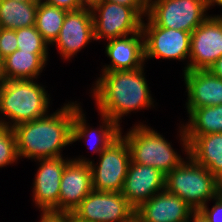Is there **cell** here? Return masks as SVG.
Listing matches in <instances>:
<instances>
[{
  "label": "cell",
  "instance_id": "6da1fadb",
  "mask_svg": "<svg viewBox=\"0 0 222 222\" xmlns=\"http://www.w3.org/2000/svg\"><path fill=\"white\" fill-rule=\"evenodd\" d=\"M143 69L103 71L100 74L92 89L100 115L109 117L120 127L124 114L153 106Z\"/></svg>",
  "mask_w": 222,
  "mask_h": 222
},
{
  "label": "cell",
  "instance_id": "7a4b0ae2",
  "mask_svg": "<svg viewBox=\"0 0 222 222\" xmlns=\"http://www.w3.org/2000/svg\"><path fill=\"white\" fill-rule=\"evenodd\" d=\"M74 102L13 128L19 158L50 159L62 157V148L72 144Z\"/></svg>",
  "mask_w": 222,
  "mask_h": 222
},
{
  "label": "cell",
  "instance_id": "3957f363",
  "mask_svg": "<svg viewBox=\"0 0 222 222\" xmlns=\"http://www.w3.org/2000/svg\"><path fill=\"white\" fill-rule=\"evenodd\" d=\"M45 88L33 80H0V113L15 126L48 114L50 99ZM11 121V122H10Z\"/></svg>",
  "mask_w": 222,
  "mask_h": 222
},
{
  "label": "cell",
  "instance_id": "277c9868",
  "mask_svg": "<svg viewBox=\"0 0 222 222\" xmlns=\"http://www.w3.org/2000/svg\"><path fill=\"white\" fill-rule=\"evenodd\" d=\"M187 157L188 161L184 160L166 175L165 189L185 200L193 210H200L222 191V183L204 166Z\"/></svg>",
  "mask_w": 222,
  "mask_h": 222
},
{
  "label": "cell",
  "instance_id": "5b68a950",
  "mask_svg": "<svg viewBox=\"0 0 222 222\" xmlns=\"http://www.w3.org/2000/svg\"><path fill=\"white\" fill-rule=\"evenodd\" d=\"M131 129L123 136L130 150L131 162L154 167L167 175L184 161L171 143L149 126L142 123Z\"/></svg>",
  "mask_w": 222,
  "mask_h": 222
},
{
  "label": "cell",
  "instance_id": "8992f818",
  "mask_svg": "<svg viewBox=\"0 0 222 222\" xmlns=\"http://www.w3.org/2000/svg\"><path fill=\"white\" fill-rule=\"evenodd\" d=\"M99 156L98 165H94V162L84 157L74 160L90 165L93 190L121 192L131 163L130 150L126 139L122 136V128L120 135Z\"/></svg>",
  "mask_w": 222,
  "mask_h": 222
},
{
  "label": "cell",
  "instance_id": "52a82bcc",
  "mask_svg": "<svg viewBox=\"0 0 222 222\" xmlns=\"http://www.w3.org/2000/svg\"><path fill=\"white\" fill-rule=\"evenodd\" d=\"M206 0H148L149 17L157 26L192 33L207 16Z\"/></svg>",
  "mask_w": 222,
  "mask_h": 222
},
{
  "label": "cell",
  "instance_id": "ba28073f",
  "mask_svg": "<svg viewBox=\"0 0 222 222\" xmlns=\"http://www.w3.org/2000/svg\"><path fill=\"white\" fill-rule=\"evenodd\" d=\"M70 216L75 222H130L135 209L121 192L92 190Z\"/></svg>",
  "mask_w": 222,
  "mask_h": 222
},
{
  "label": "cell",
  "instance_id": "9c48e42d",
  "mask_svg": "<svg viewBox=\"0 0 222 222\" xmlns=\"http://www.w3.org/2000/svg\"><path fill=\"white\" fill-rule=\"evenodd\" d=\"M92 18L94 40H110L139 33L143 21L131 7L108 1H101L92 9Z\"/></svg>",
  "mask_w": 222,
  "mask_h": 222
},
{
  "label": "cell",
  "instance_id": "30bf717a",
  "mask_svg": "<svg viewBox=\"0 0 222 222\" xmlns=\"http://www.w3.org/2000/svg\"><path fill=\"white\" fill-rule=\"evenodd\" d=\"M142 21L144 57L185 60L190 55L191 33L157 26L149 17Z\"/></svg>",
  "mask_w": 222,
  "mask_h": 222
},
{
  "label": "cell",
  "instance_id": "8fae6325",
  "mask_svg": "<svg viewBox=\"0 0 222 222\" xmlns=\"http://www.w3.org/2000/svg\"><path fill=\"white\" fill-rule=\"evenodd\" d=\"M222 57V15L209 16L192 33L189 62L183 71L209 70Z\"/></svg>",
  "mask_w": 222,
  "mask_h": 222
},
{
  "label": "cell",
  "instance_id": "7c38bea8",
  "mask_svg": "<svg viewBox=\"0 0 222 222\" xmlns=\"http://www.w3.org/2000/svg\"><path fill=\"white\" fill-rule=\"evenodd\" d=\"M39 169L33 183V201L41 214H58L61 176L68 159H39Z\"/></svg>",
  "mask_w": 222,
  "mask_h": 222
},
{
  "label": "cell",
  "instance_id": "4fadbf2b",
  "mask_svg": "<svg viewBox=\"0 0 222 222\" xmlns=\"http://www.w3.org/2000/svg\"><path fill=\"white\" fill-rule=\"evenodd\" d=\"M92 190L90 165L69 159L61 176L58 214L70 215Z\"/></svg>",
  "mask_w": 222,
  "mask_h": 222
},
{
  "label": "cell",
  "instance_id": "5bb4252c",
  "mask_svg": "<svg viewBox=\"0 0 222 222\" xmlns=\"http://www.w3.org/2000/svg\"><path fill=\"white\" fill-rule=\"evenodd\" d=\"M94 38L92 10L67 11L61 31L52 43L57 45L64 59L74 57Z\"/></svg>",
  "mask_w": 222,
  "mask_h": 222
},
{
  "label": "cell",
  "instance_id": "9a60e30c",
  "mask_svg": "<svg viewBox=\"0 0 222 222\" xmlns=\"http://www.w3.org/2000/svg\"><path fill=\"white\" fill-rule=\"evenodd\" d=\"M165 179L166 175L160 170L131 162L121 193L136 210L141 204L165 189Z\"/></svg>",
  "mask_w": 222,
  "mask_h": 222
},
{
  "label": "cell",
  "instance_id": "2e32d148",
  "mask_svg": "<svg viewBox=\"0 0 222 222\" xmlns=\"http://www.w3.org/2000/svg\"><path fill=\"white\" fill-rule=\"evenodd\" d=\"M193 209L166 189L155 194L135 210L138 222H187Z\"/></svg>",
  "mask_w": 222,
  "mask_h": 222
},
{
  "label": "cell",
  "instance_id": "e0dca14e",
  "mask_svg": "<svg viewBox=\"0 0 222 222\" xmlns=\"http://www.w3.org/2000/svg\"><path fill=\"white\" fill-rule=\"evenodd\" d=\"M183 72L188 95L186 102L188 114L196 108L222 104V79L210 70Z\"/></svg>",
  "mask_w": 222,
  "mask_h": 222
},
{
  "label": "cell",
  "instance_id": "ac0fdd59",
  "mask_svg": "<svg viewBox=\"0 0 222 222\" xmlns=\"http://www.w3.org/2000/svg\"><path fill=\"white\" fill-rule=\"evenodd\" d=\"M180 128V141L186 155L208 169L222 183V133L185 136L183 125Z\"/></svg>",
  "mask_w": 222,
  "mask_h": 222
},
{
  "label": "cell",
  "instance_id": "d6986e66",
  "mask_svg": "<svg viewBox=\"0 0 222 222\" xmlns=\"http://www.w3.org/2000/svg\"><path fill=\"white\" fill-rule=\"evenodd\" d=\"M105 53L111 59V64L105 65L102 71L135 70L144 67V39L142 31L108 40Z\"/></svg>",
  "mask_w": 222,
  "mask_h": 222
},
{
  "label": "cell",
  "instance_id": "ffe728a7",
  "mask_svg": "<svg viewBox=\"0 0 222 222\" xmlns=\"http://www.w3.org/2000/svg\"><path fill=\"white\" fill-rule=\"evenodd\" d=\"M102 116V126L100 130L89 129L91 127L86 124L85 114L82 112L79 103H74V116H73V126H72V143L77 140L90 138H95L96 142L89 144L88 147L93 148L94 153H101L105 150L112 141H114L121 133V127H119L114 121H112L107 116ZM104 126V127H103ZM96 135V136H95ZM88 138V139H89Z\"/></svg>",
  "mask_w": 222,
  "mask_h": 222
},
{
  "label": "cell",
  "instance_id": "44dd1931",
  "mask_svg": "<svg viewBox=\"0 0 222 222\" xmlns=\"http://www.w3.org/2000/svg\"><path fill=\"white\" fill-rule=\"evenodd\" d=\"M48 52H26L16 50L3 60L2 80H33L42 73Z\"/></svg>",
  "mask_w": 222,
  "mask_h": 222
},
{
  "label": "cell",
  "instance_id": "7402d4cb",
  "mask_svg": "<svg viewBox=\"0 0 222 222\" xmlns=\"http://www.w3.org/2000/svg\"><path fill=\"white\" fill-rule=\"evenodd\" d=\"M38 4L39 2L0 0V27L16 30L34 26Z\"/></svg>",
  "mask_w": 222,
  "mask_h": 222
},
{
  "label": "cell",
  "instance_id": "603a6c76",
  "mask_svg": "<svg viewBox=\"0 0 222 222\" xmlns=\"http://www.w3.org/2000/svg\"><path fill=\"white\" fill-rule=\"evenodd\" d=\"M188 115L189 122L183 125L185 136L222 133V104L196 108Z\"/></svg>",
  "mask_w": 222,
  "mask_h": 222
},
{
  "label": "cell",
  "instance_id": "cb8c5ba5",
  "mask_svg": "<svg viewBox=\"0 0 222 222\" xmlns=\"http://www.w3.org/2000/svg\"><path fill=\"white\" fill-rule=\"evenodd\" d=\"M66 13L67 10L65 9L46 4L42 1L39 2L35 27L48 44L51 45L58 37Z\"/></svg>",
  "mask_w": 222,
  "mask_h": 222
},
{
  "label": "cell",
  "instance_id": "d4e9b609",
  "mask_svg": "<svg viewBox=\"0 0 222 222\" xmlns=\"http://www.w3.org/2000/svg\"><path fill=\"white\" fill-rule=\"evenodd\" d=\"M18 49L26 52H48V43L43 39L35 25L16 29Z\"/></svg>",
  "mask_w": 222,
  "mask_h": 222
},
{
  "label": "cell",
  "instance_id": "484cf974",
  "mask_svg": "<svg viewBox=\"0 0 222 222\" xmlns=\"http://www.w3.org/2000/svg\"><path fill=\"white\" fill-rule=\"evenodd\" d=\"M16 136L13 128L2 126L0 128V168L17 162Z\"/></svg>",
  "mask_w": 222,
  "mask_h": 222
},
{
  "label": "cell",
  "instance_id": "4316f807",
  "mask_svg": "<svg viewBox=\"0 0 222 222\" xmlns=\"http://www.w3.org/2000/svg\"><path fill=\"white\" fill-rule=\"evenodd\" d=\"M16 31L0 27V54L3 58L18 50Z\"/></svg>",
  "mask_w": 222,
  "mask_h": 222
},
{
  "label": "cell",
  "instance_id": "83f0119b",
  "mask_svg": "<svg viewBox=\"0 0 222 222\" xmlns=\"http://www.w3.org/2000/svg\"><path fill=\"white\" fill-rule=\"evenodd\" d=\"M213 200L216 202L211 210L208 209L207 204L200 210L207 217L208 222H222V191Z\"/></svg>",
  "mask_w": 222,
  "mask_h": 222
},
{
  "label": "cell",
  "instance_id": "f1b7e54d",
  "mask_svg": "<svg viewBox=\"0 0 222 222\" xmlns=\"http://www.w3.org/2000/svg\"><path fill=\"white\" fill-rule=\"evenodd\" d=\"M131 7L141 18L147 16L148 0H102Z\"/></svg>",
  "mask_w": 222,
  "mask_h": 222
},
{
  "label": "cell",
  "instance_id": "f546056e",
  "mask_svg": "<svg viewBox=\"0 0 222 222\" xmlns=\"http://www.w3.org/2000/svg\"><path fill=\"white\" fill-rule=\"evenodd\" d=\"M46 4L65 9L67 11H74L79 9L78 0H40Z\"/></svg>",
  "mask_w": 222,
  "mask_h": 222
},
{
  "label": "cell",
  "instance_id": "4dcf8cb0",
  "mask_svg": "<svg viewBox=\"0 0 222 222\" xmlns=\"http://www.w3.org/2000/svg\"><path fill=\"white\" fill-rule=\"evenodd\" d=\"M40 222H70V215L42 214Z\"/></svg>",
  "mask_w": 222,
  "mask_h": 222
},
{
  "label": "cell",
  "instance_id": "1f68e13d",
  "mask_svg": "<svg viewBox=\"0 0 222 222\" xmlns=\"http://www.w3.org/2000/svg\"><path fill=\"white\" fill-rule=\"evenodd\" d=\"M192 218V222H208L207 217L203 214L201 210H193L189 216L187 222H190Z\"/></svg>",
  "mask_w": 222,
  "mask_h": 222
},
{
  "label": "cell",
  "instance_id": "d6a6232c",
  "mask_svg": "<svg viewBox=\"0 0 222 222\" xmlns=\"http://www.w3.org/2000/svg\"><path fill=\"white\" fill-rule=\"evenodd\" d=\"M102 0H78L79 9L92 10L96 5H98Z\"/></svg>",
  "mask_w": 222,
  "mask_h": 222
},
{
  "label": "cell",
  "instance_id": "836d02e7",
  "mask_svg": "<svg viewBox=\"0 0 222 222\" xmlns=\"http://www.w3.org/2000/svg\"><path fill=\"white\" fill-rule=\"evenodd\" d=\"M209 70L222 79V57H220L215 63L209 68Z\"/></svg>",
  "mask_w": 222,
  "mask_h": 222
},
{
  "label": "cell",
  "instance_id": "e575fe53",
  "mask_svg": "<svg viewBox=\"0 0 222 222\" xmlns=\"http://www.w3.org/2000/svg\"><path fill=\"white\" fill-rule=\"evenodd\" d=\"M208 7L210 8L211 6H214V4H217L219 6L222 5V0H206Z\"/></svg>",
  "mask_w": 222,
  "mask_h": 222
},
{
  "label": "cell",
  "instance_id": "d590c367",
  "mask_svg": "<svg viewBox=\"0 0 222 222\" xmlns=\"http://www.w3.org/2000/svg\"><path fill=\"white\" fill-rule=\"evenodd\" d=\"M3 60L4 58L0 54V80H2V74H3Z\"/></svg>",
  "mask_w": 222,
  "mask_h": 222
},
{
  "label": "cell",
  "instance_id": "8d00e7d4",
  "mask_svg": "<svg viewBox=\"0 0 222 222\" xmlns=\"http://www.w3.org/2000/svg\"><path fill=\"white\" fill-rule=\"evenodd\" d=\"M18 2H26V3H31V2H40V0H16Z\"/></svg>",
  "mask_w": 222,
  "mask_h": 222
},
{
  "label": "cell",
  "instance_id": "74e56055",
  "mask_svg": "<svg viewBox=\"0 0 222 222\" xmlns=\"http://www.w3.org/2000/svg\"><path fill=\"white\" fill-rule=\"evenodd\" d=\"M5 118H3L2 119V117L0 118V128L2 127V126H5V121H6V119L4 120Z\"/></svg>",
  "mask_w": 222,
  "mask_h": 222
},
{
  "label": "cell",
  "instance_id": "f35d334b",
  "mask_svg": "<svg viewBox=\"0 0 222 222\" xmlns=\"http://www.w3.org/2000/svg\"><path fill=\"white\" fill-rule=\"evenodd\" d=\"M130 222H138L136 218H134L133 220H131Z\"/></svg>",
  "mask_w": 222,
  "mask_h": 222
}]
</instances>
